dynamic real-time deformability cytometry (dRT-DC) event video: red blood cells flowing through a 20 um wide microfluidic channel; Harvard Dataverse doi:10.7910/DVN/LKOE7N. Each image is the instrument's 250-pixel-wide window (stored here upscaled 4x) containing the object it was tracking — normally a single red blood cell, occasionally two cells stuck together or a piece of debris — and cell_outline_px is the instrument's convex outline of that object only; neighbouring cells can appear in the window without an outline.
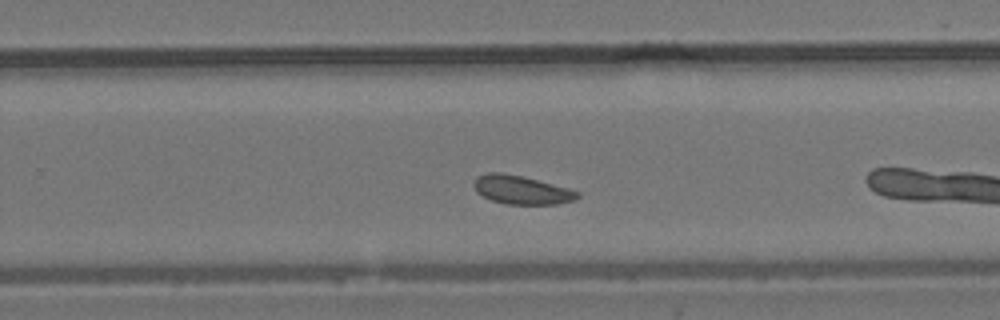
{"species": "common noctule bat (a hibernating species)", "species_latin": "Nyctalus noctula", "temperature_condition": "room temperature", "stored_images_in_passage": 37, "camera_frame_rate_fps": 3000, "um_per_image_px": 0.085, "animal": {"sex": "male", "body_mass_g": 19.2, "forearm_length_mm": 51.8}, "frame": {"image": 1, "passage_image": 16, "time_ms": 5.0, "image_size_px": [1000, 320], "cell_outline_px": [[580, 196], [576, 200], [556, 204], [508, 204], [492, 200], [476, 192], [472, 184], [476, 176], [488, 172], [500, 172], [524, 176], [568, 188], [580, 192]], "centroid_in_image_um": [44.32, 16.13], "position_along_channel_um": 285.5, "area_um2": 17.4}}
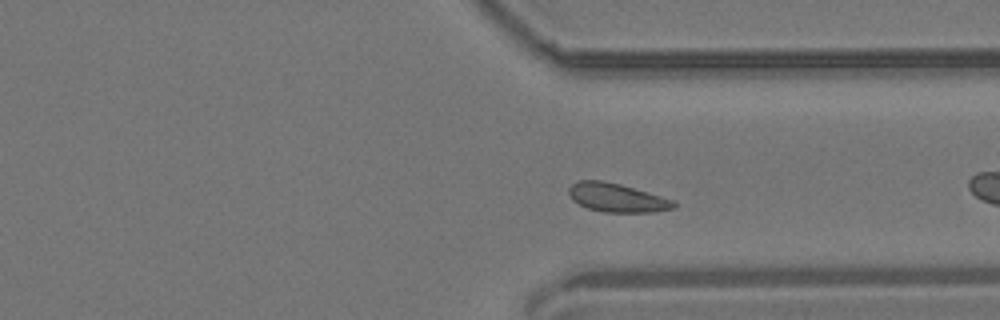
{"frame": {"image": 2, "passage_image": 22, "time_ms": 7.0, "image_size_px": [1000, 320], "cell_outline_px": [[676, 208], [652, 212], [604, 212], [588, 208], [572, 200], [568, 192], [568, 188], [572, 184], [580, 180], [604, 180], [620, 184], [676, 200]], "centroid_in_image_um": [52.46, 16.8], "position_along_channel_um": 358.9, "area_um2": 17.63}}